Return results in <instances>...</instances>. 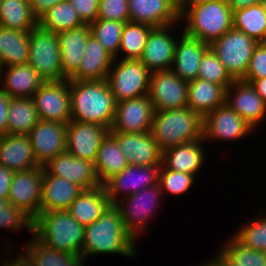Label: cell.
<instances>
[{
  "label": "cell",
  "mask_w": 266,
  "mask_h": 266,
  "mask_svg": "<svg viewBox=\"0 0 266 266\" xmlns=\"http://www.w3.org/2000/svg\"><path fill=\"white\" fill-rule=\"evenodd\" d=\"M154 106L148 95L116 103L110 132L145 133L151 131Z\"/></svg>",
  "instance_id": "cell-14"
},
{
  "label": "cell",
  "mask_w": 266,
  "mask_h": 266,
  "mask_svg": "<svg viewBox=\"0 0 266 266\" xmlns=\"http://www.w3.org/2000/svg\"><path fill=\"white\" fill-rule=\"evenodd\" d=\"M93 163L97 179L101 185L129 166L117 140L110 133L100 145Z\"/></svg>",
  "instance_id": "cell-32"
},
{
  "label": "cell",
  "mask_w": 266,
  "mask_h": 266,
  "mask_svg": "<svg viewBox=\"0 0 266 266\" xmlns=\"http://www.w3.org/2000/svg\"><path fill=\"white\" fill-rule=\"evenodd\" d=\"M174 24L153 28L139 59L152 72L171 70L178 39L169 30ZM177 39V40H176Z\"/></svg>",
  "instance_id": "cell-20"
},
{
  "label": "cell",
  "mask_w": 266,
  "mask_h": 266,
  "mask_svg": "<svg viewBox=\"0 0 266 266\" xmlns=\"http://www.w3.org/2000/svg\"><path fill=\"white\" fill-rule=\"evenodd\" d=\"M258 42L246 33L232 27L222 37L210 44L226 71L234 80H241L250 63Z\"/></svg>",
  "instance_id": "cell-7"
},
{
  "label": "cell",
  "mask_w": 266,
  "mask_h": 266,
  "mask_svg": "<svg viewBox=\"0 0 266 266\" xmlns=\"http://www.w3.org/2000/svg\"><path fill=\"white\" fill-rule=\"evenodd\" d=\"M84 25L69 0L60 2L46 11L39 19L38 26L49 32L59 33Z\"/></svg>",
  "instance_id": "cell-38"
},
{
  "label": "cell",
  "mask_w": 266,
  "mask_h": 266,
  "mask_svg": "<svg viewBox=\"0 0 266 266\" xmlns=\"http://www.w3.org/2000/svg\"><path fill=\"white\" fill-rule=\"evenodd\" d=\"M229 7L235 11L261 3V0H227Z\"/></svg>",
  "instance_id": "cell-54"
},
{
  "label": "cell",
  "mask_w": 266,
  "mask_h": 266,
  "mask_svg": "<svg viewBox=\"0 0 266 266\" xmlns=\"http://www.w3.org/2000/svg\"><path fill=\"white\" fill-rule=\"evenodd\" d=\"M117 140L129 165H161L162 151L151 131L145 133L110 132Z\"/></svg>",
  "instance_id": "cell-21"
},
{
  "label": "cell",
  "mask_w": 266,
  "mask_h": 266,
  "mask_svg": "<svg viewBox=\"0 0 266 266\" xmlns=\"http://www.w3.org/2000/svg\"><path fill=\"white\" fill-rule=\"evenodd\" d=\"M266 77V43H258L250 59L248 70L241 80H256Z\"/></svg>",
  "instance_id": "cell-47"
},
{
  "label": "cell",
  "mask_w": 266,
  "mask_h": 266,
  "mask_svg": "<svg viewBox=\"0 0 266 266\" xmlns=\"http://www.w3.org/2000/svg\"><path fill=\"white\" fill-rule=\"evenodd\" d=\"M180 19H184L182 30L187 35L210 45L233 27V10L227 0L187 4Z\"/></svg>",
  "instance_id": "cell-3"
},
{
  "label": "cell",
  "mask_w": 266,
  "mask_h": 266,
  "mask_svg": "<svg viewBox=\"0 0 266 266\" xmlns=\"http://www.w3.org/2000/svg\"><path fill=\"white\" fill-rule=\"evenodd\" d=\"M0 26L30 31L38 26L28 0H0Z\"/></svg>",
  "instance_id": "cell-36"
},
{
  "label": "cell",
  "mask_w": 266,
  "mask_h": 266,
  "mask_svg": "<svg viewBox=\"0 0 266 266\" xmlns=\"http://www.w3.org/2000/svg\"><path fill=\"white\" fill-rule=\"evenodd\" d=\"M175 7L181 11L186 5H187V0H170Z\"/></svg>",
  "instance_id": "cell-56"
},
{
  "label": "cell",
  "mask_w": 266,
  "mask_h": 266,
  "mask_svg": "<svg viewBox=\"0 0 266 266\" xmlns=\"http://www.w3.org/2000/svg\"><path fill=\"white\" fill-rule=\"evenodd\" d=\"M66 0H28L32 14L37 20L50 8Z\"/></svg>",
  "instance_id": "cell-50"
},
{
  "label": "cell",
  "mask_w": 266,
  "mask_h": 266,
  "mask_svg": "<svg viewBox=\"0 0 266 266\" xmlns=\"http://www.w3.org/2000/svg\"><path fill=\"white\" fill-rule=\"evenodd\" d=\"M218 252L233 266H266V252L247 248L233 236Z\"/></svg>",
  "instance_id": "cell-41"
},
{
  "label": "cell",
  "mask_w": 266,
  "mask_h": 266,
  "mask_svg": "<svg viewBox=\"0 0 266 266\" xmlns=\"http://www.w3.org/2000/svg\"><path fill=\"white\" fill-rule=\"evenodd\" d=\"M261 4L263 6V9L266 11V0H261Z\"/></svg>",
  "instance_id": "cell-58"
},
{
  "label": "cell",
  "mask_w": 266,
  "mask_h": 266,
  "mask_svg": "<svg viewBox=\"0 0 266 266\" xmlns=\"http://www.w3.org/2000/svg\"><path fill=\"white\" fill-rule=\"evenodd\" d=\"M82 189L63 178L43 171V188L40 212L67 210Z\"/></svg>",
  "instance_id": "cell-30"
},
{
  "label": "cell",
  "mask_w": 266,
  "mask_h": 266,
  "mask_svg": "<svg viewBox=\"0 0 266 266\" xmlns=\"http://www.w3.org/2000/svg\"><path fill=\"white\" fill-rule=\"evenodd\" d=\"M241 116L231 109L226 102L203 118V139L214 140H234L241 139L254 132Z\"/></svg>",
  "instance_id": "cell-15"
},
{
  "label": "cell",
  "mask_w": 266,
  "mask_h": 266,
  "mask_svg": "<svg viewBox=\"0 0 266 266\" xmlns=\"http://www.w3.org/2000/svg\"><path fill=\"white\" fill-rule=\"evenodd\" d=\"M181 34L175 47L171 70L184 81L190 82L197 78L202 56L210 45L187 35L184 31Z\"/></svg>",
  "instance_id": "cell-23"
},
{
  "label": "cell",
  "mask_w": 266,
  "mask_h": 266,
  "mask_svg": "<svg viewBox=\"0 0 266 266\" xmlns=\"http://www.w3.org/2000/svg\"><path fill=\"white\" fill-rule=\"evenodd\" d=\"M160 168L161 165H129L120 173L112 176L103 184L111 204L119 202L124 192L126 195L123 197L131 196L159 183Z\"/></svg>",
  "instance_id": "cell-13"
},
{
  "label": "cell",
  "mask_w": 266,
  "mask_h": 266,
  "mask_svg": "<svg viewBox=\"0 0 266 266\" xmlns=\"http://www.w3.org/2000/svg\"><path fill=\"white\" fill-rule=\"evenodd\" d=\"M33 219L23 210L14 207L8 199L0 198V227L9 230H21L22 227L32 232Z\"/></svg>",
  "instance_id": "cell-45"
},
{
  "label": "cell",
  "mask_w": 266,
  "mask_h": 266,
  "mask_svg": "<svg viewBox=\"0 0 266 266\" xmlns=\"http://www.w3.org/2000/svg\"><path fill=\"white\" fill-rule=\"evenodd\" d=\"M14 171L0 165V198L8 199Z\"/></svg>",
  "instance_id": "cell-51"
},
{
  "label": "cell",
  "mask_w": 266,
  "mask_h": 266,
  "mask_svg": "<svg viewBox=\"0 0 266 266\" xmlns=\"http://www.w3.org/2000/svg\"><path fill=\"white\" fill-rule=\"evenodd\" d=\"M233 27L266 43V11L261 3L233 11Z\"/></svg>",
  "instance_id": "cell-37"
},
{
  "label": "cell",
  "mask_w": 266,
  "mask_h": 266,
  "mask_svg": "<svg viewBox=\"0 0 266 266\" xmlns=\"http://www.w3.org/2000/svg\"><path fill=\"white\" fill-rule=\"evenodd\" d=\"M110 205L106 189L100 185L82 190L67 211L79 224L86 227L98 220Z\"/></svg>",
  "instance_id": "cell-29"
},
{
  "label": "cell",
  "mask_w": 266,
  "mask_h": 266,
  "mask_svg": "<svg viewBox=\"0 0 266 266\" xmlns=\"http://www.w3.org/2000/svg\"><path fill=\"white\" fill-rule=\"evenodd\" d=\"M71 120L111 129L116 101L106 80H69Z\"/></svg>",
  "instance_id": "cell-2"
},
{
  "label": "cell",
  "mask_w": 266,
  "mask_h": 266,
  "mask_svg": "<svg viewBox=\"0 0 266 266\" xmlns=\"http://www.w3.org/2000/svg\"><path fill=\"white\" fill-rule=\"evenodd\" d=\"M151 134L160 150L203 139V117L187 106L155 111Z\"/></svg>",
  "instance_id": "cell-5"
},
{
  "label": "cell",
  "mask_w": 266,
  "mask_h": 266,
  "mask_svg": "<svg viewBox=\"0 0 266 266\" xmlns=\"http://www.w3.org/2000/svg\"><path fill=\"white\" fill-rule=\"evenodd\" d=\"M225 102L255 130L266 118V103L254 87L243 80H234L228 86Z\"/></svg>",
  "instance_id": "cell-18"
},
{
  "label": "cell",
  "mask_w": 266,
  "mask_h": 266,
  "mask_svg": "<svg viewBox=\"0 0 266 266\" xmlns=\"http://www.w3.org/2000/svg\"><path fill=\"white\" fill-rule=\"evenodd\" d=\"M188 82L172 70L150 74L148 96L155 111L180 109L187 106Z\"/></svg>",
  "instance_id": "cell-12"
},
{
  "label": "cell",
  "mask_w": 266,
  "mask_h": 266,
  "mask_svg": "<svg viewBox=\"0 0 266 266\" xmlns=\"http://www.w3.org/2000/svg\"><path fill=\"white\" fill-rule=\"evenodd\" d=\"M32 234L48 247L81 255L85 227L67 210L40 212L32 224Z\"/></svg>",
  "instance_id": "cell-4"
},
{
  "label": "cell",
  "mask_w": 266,
  "mask_h": 266,
  "mask_svg": "<svg viewBox=\"0 0 266 266\" xmlns=\"http://www.w3.org/2000/svg\"><path fill=\"white\" fill-rule=\"evenodd\" d=\"M197 78L223 85L226 89L234 81L211 47L202 56Z\"/></svg>",
  "instance_id": "cell-42"
},
{
  "label": "cell",
  "mask_w": 266,
  "mask_h": 266,
  "mask_svg": "<svg viewBox=\"0 0 266 266\" xmlns=\"http://www.w3.org/2000/svg\"><path fill=\"white\" fill-rule=\"evenodd\" d=\"M214 259H209L206 263L203 264L205 266H233L229 261H227L219 252L215 255Z\"/></svg>",
  "instance_id": "cell-55"
},
{
  "label": "cell",
  "mask_w": 266,
  "mask_h": 266,
  "mask_svg": "<svg viewBox=\"0 0 266 266\" xmlns=\"http://www.w3.org/2000/svg\"><path fill=\"white\" fill-rule=\"evenodd\" d=\"M207 1H214V0H187V4H196V3H202Z\"/></svg>",
  "instance_id": "cell-57"
},
{
  "label": "cell",
  "mask_w": 266,
  "mask_h": 266,
  "mask_svg": "<svg viewBox=\"0 0 266 266\" xmlns=\"http://www.w3.org/2000/svg\"><path fill=\"white\" fill-rule=\"evenodd\" d=\"M44 166L15 171L8 201L34 219L40 213Z\"/></svg>",
  "instance_id": "cell-11"
},
{
  "label": "cell",
  "mask_w": 266,
  "mask_h": 266,
  "mask_svg": "<svg viewBox=\"0 0 266 266\" xmlns=\"http://www.w3.org/2000/svg\"><path fill=\"white\" fill-rule=\"evenodd\" d=\"M187 107L203 118L225 103L226 88L199 78L188 82Z\"/></svg>",
  "instance_id": "cell-31"
},
{
  "label": "cell",
  "mask_w": 266,
  "mask_h": 266,
  "mask_svg": "<svg viewBox=\"0 0 266 266\" xmlns=\"http://www.w3.org/2000/svg\"><path fill=\"white\" fill-rule=\"evenodd\" d=\"M39 117L32 98H11L7 117V134L28 135Z\"/></svg>",
  "instance_id": "cell-34"
},
{
  "label": "cell",
  "mask_w": 266,
  "mask_h": 266,
  "mask_svg": "<svg viewBox=\"0 0 266 266\" xmlns=\"http://www.w3.org/2000/svg\"><path fill=\"white\" fill-rule=\"evenodd\" d=\"M125 22L97 19L89 24L93 35L105 50L115 59L121 44V35Z\"/></svg>",
  "instance_id": "cell-40"
},
{
  "label": "cell",
  "mask_w": 266,
  "mask_h": 266,
  "mask_svg": "<svg viewBox=\"0 0 266 266\" xmlns=\"http://www.w3.org/2000/svg\"><path fill=\"white\" fill-rule=\"evenodd\" d=\"M39 120H71L69 80L45 81L32 96Z\"/></svg>",
  "instance_id": "cell-10"
},
{
  "label": "cell",
  "mask_w": 266,
  "mask_h": 266,
  "mask_svg": "<svg viewBox=\"0 0 266 266\" xmlns=\"http://www.w3.org/2000/svg\"><path fill=\"white\" fill-rule=\"evenodd\" d=\"M113 57L99 41L90 34L84 48L78 71L68 80L100 81L106 80Z\"/></svg>",
  "instance_id": "cell-27"
},
{
  "label": "cell",
  "mask_w": 266,
  "mask_h": 266,
  "mask_svg": "<svg viewBox=\"0 0 266 266\" xmlns=\"http://www.w3.org/2000/svg\"><path fill=\"white\" fill-rule=\"evenodd\" d=\"M115 59L106 77L115 101L148 95L151 72L147 67L139 59Z\"/></svg>",
  "instance_id": "cell-6"
},
{
  "label": "cell",
  "mask_w": 266,
  "mask_h": 266,
  "mask_svg": "<svg viewBox=\"0 0 266 266\" xmlns=\"http://www.w3.org/2000/svg\"><path fill=\"white\" fill-rule=\"evenodd\" d=\"M258 215L254 218L257 220L240 227L233 237L247 248L266 252V217L261 213Z\"/></svg>",
  "instance_id": "cell-43"
},
{
  "label": "cell",
  "mask_w": 266,
  "mask_h": 266,
  "mask_svg": "<svg viewBox=\"0 0 266 266\" xmlns=\"http://www.w3.org/2000/svg\"><path fill=\"white\" fill-rule=\"evenodd\" d=\"M128 6L132 22L153 28L181 23L180 11L170 0H128Z\"/></svg>",
  "instance_id": "cell-22"
},
{
  "label": "cell",
  "mask_w": 266,
  "mask_h": 266,
  "mask_svg": "<svg viewBox=\"0 0 266 266\" xmlns=\"http://www.w3.org/2000/svg\"><path fill=\"white\" fill-rule=\"evenodd\" d=\"M97 19L128 22V0H100Z\"/></svg>",
  "instance_id": "cell-46"
},
{
  "label": "cell",
  "mask_w": 266,
  "mask_h": 266,
  "mask_svg": "<svg viewBox=\"0 0 266 266\" xmlns=\"http://www.w3.org/2000/svg\"><path fill=\"white\" fill-rule=\"evenodd\" d=\"M195 175L166 169L162 164L159 172V184L164 193L180 196L193 186Z\"/></svg>",
  "instance_id": "cell-44"
},
{
  "label": "cell",
  "mask_w": 266,
  "mask_h": 266,
  "mask_svg": "<svg viewBox=\"0 0 266 266\" xmlns=\"http://www.w3.org/2000/svg\"><path fill=\"white\" fill-rule=\"evenodd\" d=\"M17 256L10 258L12 259L11 262H9L10 259H8V261L6 260V262L3 263L4 265L2 266H36L34 260L26 250L25 253H19Z\"/></svg>",
  "instance_id": "cell-52"
},
{
  "label": "cell",
  "mask_w": 266,
  "mask_h": 266,
  "mask_svg": "<svg viewBox=\"0 0 266 266\" xmlns=\"http://www.w3.org/2000/svg\"><path fill=\"white\" fill-rule=\"evenodd\" d=\"M152 26L142 23L128 21L124 24L123 32L121 35V44L118 51L125 52L126 55L122 57L123 60L140 59L143 50L146 46L147 38Z\"/></svg>",
  "instance_id": "cell-39"
},
{
  "label": "cell",
  "mask_w": 266,
  "mask_h": 266,
  "mask_svg": "<svg viewBox=\"0 0 266 266\" xmlns=\"http://www.w3.org/2000/svg\"><path fill=\"white\" fill-rule=\"evenodd\" d=\"M90 34L91 30L88 24L57 33L61 70L65 79H70L78 71Z\"/></svg>",
  "instance_id": "cell-24"
},
{
  "label": "cell",
  "mask_w": 266,
  "mask_h": 266,
  "mask_svg": "<svg viewBox=\"0 0 266 266\" xmlns=\"http://www.w3.org/2000/svg\"><path fill=\"white\" fill-rule=\"evenodd\" d=\"M204 139L179 144L162 152V165L169 170L196 176L206 159ZM203 143V144H202Z\"/></svg>",
  "instance_id": "cell-28"
},
{
  "label": "cell",
  "mask_w": 266,
  "mask_h": 266,
  "mask_svg": "<svg viewBox=\"0 0 266 266\" xmlns=\"http://www.w3.org/2000/svg\"><path fill=\"white\" fill-rule=\"evenodd\" d=\"M29 31L0 26V63L2 67L28 63Z\"/></svg>",
  "instance_id": "cell-33"
},
{
  "label": "cell",
  "mask_w": 266,
  "mask_h": 266,
  "mask_svg": "<svg viewBox=\"0 0 266 266\" xmlns=\"http://www.w3.org/2000/svg\"><path fill=\"white\" fill-rule=\"evenodd\" d=\"M49 175L63 178L79 186L82 190L93 189L100 186L94 169V163L76 158L68 151L59 153L45 166Z\"/></svg>",
  "instance_id": "cell-19"
},
{
  "label": "cell",
  "mask_w": 266,
  "mask_h": 266,
  "mask_svg": "<svg viewBox=\"0 0 266 266\" xmlns=\"http://www.w3.org/2000/svg\"><path fill=\"white\" fill-rule=\"evenodd\" d=\"M135 238L126 230L119 208L111 204L101 217L85 227L81 256L120 254L133 257Z\"/></svg>",
  "instance_id": "cell-1"
},
{
  "label": "cell",
  "mask_w": 266,
  "mask_h": 266,
  "mask_svg": "<svg viewBox=\"0 0 266 266\" xmlns=\"http://www.w3.org/2000/svg\"><path fill=\"white\" fill-rule=\"evenodd\" d=\"M0 165L14 172L41 166L36 161L28 135L6 134L0 137Z\"/></svg>",
  "instance_id": "cell-25"
},
{
  "label": "cell",
  "mask_w": 266,
  "mask_h": 266,
  "mask_svg": "<svg viewBox=\"0 0 266 266\" xmlns=\"http://www.w3.org/2000/svg\"><path fill=\"white\" fill-rule=\"evenodd\" d=\"M66 128V151L90 162L95 161L100 145L110 133L105 126L75 120H70Z\"/></svg>",
  "instance_id": "cell-16"
},
{
  "label": "cell",
  "mask_w": 266,
  "mask_h": 266,
  "mask_svg": "<svg viewBox=\"0 0 266 266\" xmlns=\"http://www.w3.org/2000/svg\"><path fill=\"white\" fill-rule=\"evenodd\" d=\"M243 81L250 83L254 87L258 95L266 103V77L256 80H243Z\"/></svg>",
  "instance_id": "cell-53"
},
{
  "label": "cell",
  "mask_w": 266,
  "mask_h": 266,
  "mask_svg": "<svg viewBox=\"0 0 266 266\" xmlns=\"http://www.w3.org/2000/svg\"><path fill=\"white\" fill-rule=\"evenodd\" d=\"M24 247L36 266H85L86 261L81 255L48 247L35 237H32Z\"/></svg>",
  "instance_id": "cell-35"
},
{
  "label": "cell",
  "mask_w": 266,
  "mask_h": 266,
  "mask_svg": "<svg viewBox=\"0 0 266 266\" xmlns=\"http://www.w3.org/2000/svg\"><path fill=\"white\" fill-rule=\"evenodd\" d=\"M3 69L5 70L3 71ZM0 81V88L11 98H32L35 92L45 82L38 72L28 63L2 67Z\"/></svg>",
  "instance_id": "cell-26"
},
{
  "label": "cell",
  "mask_w": 266,
  "mask_h": 266,
  "mask_svg": "<svg viewBox=\"0 0 266 266\" xmlns=\"http://www.w3.org/2000/svg\"><path fill=\"white\" fill-rule=\"evenodd\" d=\"M67 123L43 121L31 129L28 134L36 161L45 166L59 153L66 151Z\"/></svg>",
  "instance_id": "cell-17"
},
{
  "label": "cell",
  "mask_w": 266,
  "mask_h": 266,
  "mask_svg": "<svg viewBox=\"0 0 266 266\" xmlns=\"http://www.w3.org/2000/svg\"><path fill=\"white\" fill-rule=\"evenodd\" d=\"M72 7L84 24H91L97 20L100 0H69Z\"/></svg>",
  "instance_id": "cell-48"
},
{
  "label": "cell",
  "mask_w": 266,
  "mask_h": 266,
  "mask_svg": "<svg viewBox=\"0 0 266 266\" xmlns=\"http://www.w3.org/2000/svg\"><path fill=\"white\" fill-rule=\"evenodd\" d=\"M163 192L159 183L144 188L131 196L120 199L115 205L119 208L126 230L137 240L140 232H145L159 206ZM124 201V202H123ZM124 203V204H123ZM127 204V205H126ZM152 216V217H151ZM145 230V231H144ZM139 233V234H138Z\"/></svg>",
  "instance_id": "cell-9"
},
{
  "label": "cell",
  "mask_w": 266,
  "mask_h": 266,
  "mask_svg": "<svg viewBox=\"0 0 266 266\" xmlns=\"http://www.w3.org/2000/svg\"><path fill=\"white\" fill-rule=\"evenodd\" d=\"M11 97L0 88V137L7 134V117Z\"/></svg>",
  "instance_id": "cell-49"
},
{
  "label": "cell",
  "mask_w": 266,
  "mask_h": 266,
  "mask_svg": "<svg viewBox=\"0 0 266 266\" xmlns=\"http://www.w3.org/2000/svg\"><path fill=\"white\" fill-rule=\"evenodd\" d=\"M45 81L65 80L61 70V55L57 33L45 31L39 26L29 31V59Z\"/></svg>",
  "instance_id": "cell-8"
}]
</instances>
